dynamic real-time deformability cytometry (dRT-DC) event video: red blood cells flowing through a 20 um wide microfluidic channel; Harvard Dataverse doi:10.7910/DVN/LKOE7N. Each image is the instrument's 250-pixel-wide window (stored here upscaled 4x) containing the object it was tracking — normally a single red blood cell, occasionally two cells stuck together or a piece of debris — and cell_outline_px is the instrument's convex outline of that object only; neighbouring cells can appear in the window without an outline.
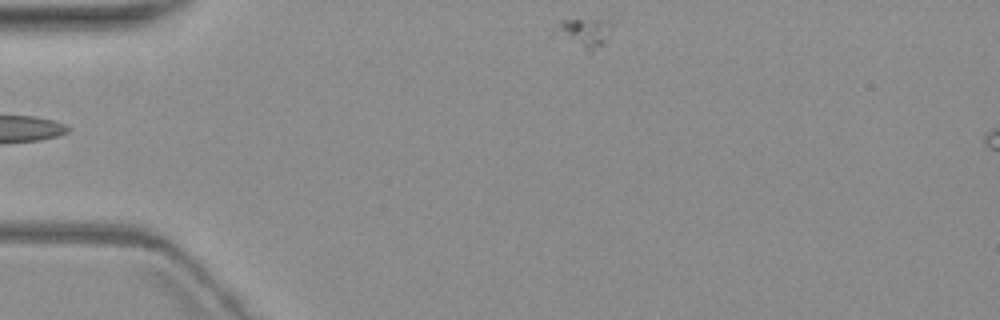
{"species": "common noctule bat (a hibernating species)", "species_latin": "Nyctalus noctula", "temperature_condition": "warm", "stored_images_in_passage": 6, "segment_of_instrument_passage": [2, 2], "camera_frame_rate_fps": 3000, "um_per_image_px": 0.085, "animal": {"sex": "female", "body_mass_g": 19.3, "forearm_length_mm": 54.1}, "frame": {"image": 1, "passage_image": 6, "time_ms": 6.0, "image_size_px": [1000, 320], "cell_outline_px": [[616, 24], [604, 44], [592, 52], [588, 52], [548, 36], [560, 20], [612, 12], [616, 20]], "centroid_in_image_um": [49.74, 2.64], "position_along_channel_um": 35.3, "area_um2": 12.43}}